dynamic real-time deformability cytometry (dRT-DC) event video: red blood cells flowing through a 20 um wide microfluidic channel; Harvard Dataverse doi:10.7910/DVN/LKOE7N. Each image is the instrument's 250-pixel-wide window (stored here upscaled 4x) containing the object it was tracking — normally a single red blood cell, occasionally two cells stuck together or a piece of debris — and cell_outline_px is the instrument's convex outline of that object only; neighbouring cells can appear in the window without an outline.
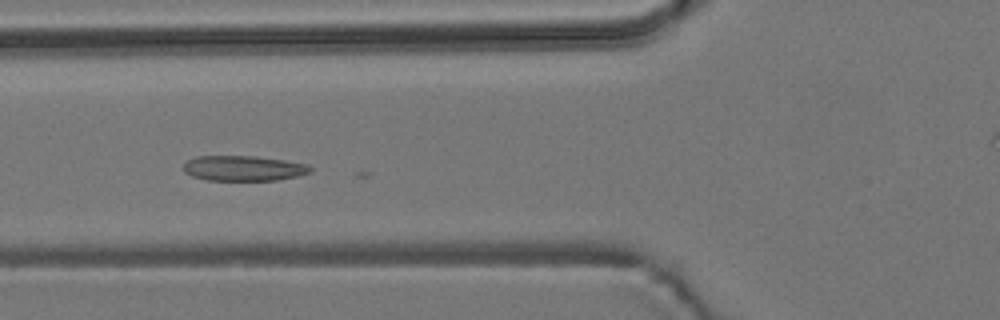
{"species": "common noctule bat (a hibernating species)", "species_latin": "Nyctalus noctula", "temperature_condition": "room temperature", "stored_images_in_passage": 5, "camera_frame_rate_fps": 3000, "um_per_image_px": 0.085, "animal": {"sex": "male", "body_mass_g": 19.2, "forearm_length_mm": 51.8}, "frame": {"image": 1, "passage_image": 4, "time_ms": 3.333, "image_size_px": [1000, 320], "cell_outline_px": [[312, 172], [296, 176], [276, 180], [208, 180], [192, 176], [184, 172], [184, 164], [188, 160], [196, 156], [256, 156], [284, 160], [308, 164], [312, 168]], "centroid_in_image_um": [20.71, 14.3], "position_along_channel_um": 105.1, "area_um2": 18.61}}
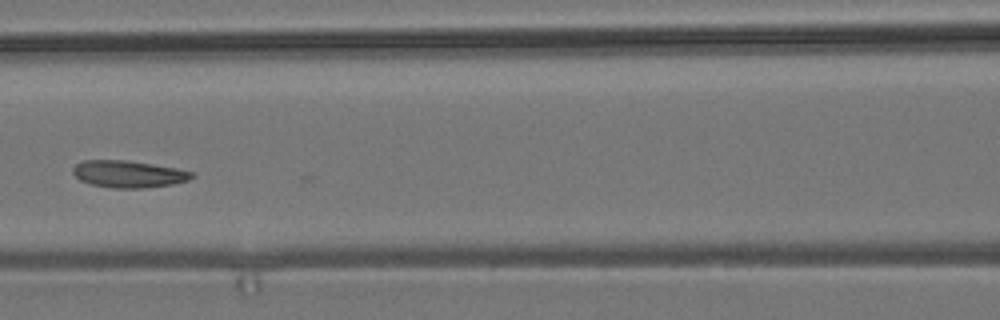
{"frame": {"image": 2, "passage_image": 5, "time_ms": 4.667, "image_size_px": [1000, 320], "cell_outline_px": [[196, 176], [188, 180], [172, 184], [144, 188], [112, 188], [92, 184], [80, 180], [72, 172], [72, 168], [76, 164], [84, 160], [128, 160], [176, 168], [196, 172]], "centroid_in_image_um": [10.95, 14.79], "position_along_channel_um": 155.6, "area_um2": 18.79}}